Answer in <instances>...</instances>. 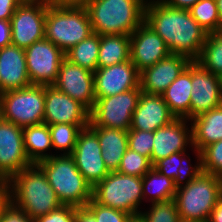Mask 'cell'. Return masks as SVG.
Masks as SVG:
<instances>
[{
    "label": "cell",
    "mask_w": 222,
    "mask_h": 222,
    "mask_svg": "<svg viewBox=\"0 0 222 222\" xmlns=\"http://www.w3.org/2000/svg\"><path fill=\"white\" fill-rule=\"evenodd\" d=\"M144 22L164 40L171 54L191 61L199 57L208 35L189 10L167 6L160 0H147Z\"/></svg>",
    "instance_id": "obj_1"
},
{
    "label": "cell",
    "mask_w": 222,
    "mask_h": 222,
    "mask_svg": "<svg viewBox=\"0 0 222 222\" xmlns=\"http://www.w3.org/2000/svg\"><path fill=\"white\" fill-rule=\"evenodd\" d=\"M10 201L33 220L59 208L55 191L42 168L33 163L8 180Z\"/></svg>",
    "instance_id": "obj_2"
},
{
    "label": "cell",
    "mask_w": 222,
    "mask_h": 222,
    "mask_svg": "<svg viewBox=\"0 0 222 222\" xmlns=\"http://www.w3.org/2000/svg\"><path fill=\"white\" fill-rule=\"evenodd\" d=\"M147 0H90L86 9L93 33L131 35L145 19Z\"/></svg>",
    "instance_id": "obj_3"
},
{
    "label": "cell",
    "mask_w": 222,
    "mask_h": 222,
    "mask_svg": "<svg viewBox=\"0 0 222 222\" xmlns=\"http://www.w3.org/2000/svg\"><path fill=\"white\" fill-rule=\"evenodd\" d=\"M62 205L85 207L92 199V186L79 172L71 155L55 154L37 163Z\"/></svg>",
    "instance_id": "obj_4"
},
{
    "label": "cell",
    "mask_w": 222,
    "mask_h": 222,
    "mask_svg": "<svg viewBox=\"0 0 222 222\" xmlns=\"http://www.w3.org/2000/svg\"><path fill=\"white\" fill-rule=\"evenodd\" d=\"M221 197L222 179L202 171L192 181L177 188L174 201L181 221L208 222Z\"/></svg>",
    "instance_id": "obj_5"
},
{
    "label": "cell",
    "mask_w": 222,
    "mask_h": 222,
    "mask_svg": "<svg viewBox=\"0 0 222 222\" xmlns=\"http://www.w3.org/2000/svg\"><path fill=\"white\" fill-rule=\"evenodd\" d=\"M45 39L64 53L93 34L86 7H54L46 9Z\"/></svg>",
    "instance_id": "obj_6"
},
{
    "label": "cell",
    "mask_w": 222,
    "mask_h": 222,
    "mask_svg": "<svg viewBox=\"0 0 222 222\" xmlns=\"http://www.w3.org/2000/svg\"><path fill=\"white\" fill-rule=\"evenodd\" d=\"M92 198L101 205L140 215L143 198L142 177L110 173L92 188ZM140 210V211H139Z\"/></svg>",
    "instance_id": "obj_7"
},
{
    "label": "cell",
    "mask_w": 222,
    "mask_h": 222,
    "mask_svg": "<svg viewBox=\"0 0 222 222\" xmlns=\"http://www.w3.org/2000/svg\"><path fill=\"white\" fill-rule=\"evenodd\" d=\"M0 101L4 120L22 128L44 123L45 85L3 92Z\"/></svg>",
    "instance_id": "obj_8"
},
{
    "label": "cell",
    "mask_w": 222,
    "mask_h": 222,
    "mask_svg": "<svg viewBox=\"0 0 222 222\" xmlns=\"http://www.w3.org/2000/svg\"><path fill=\"white\" fill-rule=\"evenodd\" d=\"M142 91L135 88L117 95L96 98L89 113V127L128 131Z\"/></svg>",
    "instance_id": "obj_9"
},
{
    "label": "cell",
    "mask_w": 222,
    "mask_h": 222,
    "mask_svg": "<svg viewBox=\"0 0 222 222\" xmlns=\"http://www.w3.org/2000/svg\"><path fill=\"white\" fill-rule=\"evenodd\" d=\"M46 0L21 3L10 19L11 45L26 49L45 38Z\"/></svg>",
    "instance_id": "obj_10"
},
{
    "label": "cell",
    "mask_w": 222,
    "mask_h": 222,
    "mask_svg": "<svg viewBox=\"0 0 222 222\" xmlns=\"http://www.w3.org/2000/svg\"><path fill=\"white\" fill-rule=\"evenodd\" d=\"M31 84L51 86L56 82L65 53L52 42L43 39L24 49Z\"/></svg>",
    "instance_id": "obj_11"
},
{
    "label": "cell",
    "mask_w": 222,
    "mask_h": 222,
    "mask_svg": "<svg viewBox=\"0 0 222 222\" xmlns=\"http://www.w3.org/2000/svg\"><path fill=\"white\" fill-rule=\"evenodd\" d=\"M101 153L97 134L89 126L83 128L70 155L79 172L92 188L110 173Z\"/></svg>",
    "instance_id": "obj_12"
},
{
    "label": "cell",
    "mask_w": 222,
    "mask_h": 222,
    "mask_svg": "<svg viewBox=\"0 0 222 222\" xmlns=\"http://www.w3.org/2000/svg\"><path fill=\"white\" fill-rule=\"evenodd\" d=\"M33 164L25 151L23 128L9 121L0 122V175L4 180Z\"/></svg>",
    "instance_id": "obj_13"
},
{
    "label": "cell",
    "mask_w": 222,
    "mask_h": 222,
    "mask_svg": "<svg viewBox=\"0 0 222 222\" xmlns=\"http://www.w3.org/2000/svg\"><path fill=\"white\" fill-rule=\"evenodd\" d=\"M53 86L60 92L79 101L89 111L96 102L93 72L72 64L66 58L61 63L58 77Z\"/></svg>",
    "instance_id": "obj_14"
},
{
    "label": "cell",
    "mask_w": 222,
    "mask_h": 222,
    "mask_svg": "<svg viewBox=\"0 0 222 222\" xmlns=\"http://www.w3.org/2000/svg\"><path fill=\"white\" fill-rule=\"evenodd\" d=\"M44 123L89 125L90 111L79 101L60 92L53 85H45Z\"/></svg>",
    "instance_id": "obj_15"
},
{
    "label": "cell",
    "mask_w": 222,
    "mask_h": 222,
    "mask_svg": "<svg viewBox=\"0 0 222 222\" xmlns=\"http://www.w3.org/2000/svg\"><path fill=\"white\" fill-rule=\"evenodd\" d=\"M222 105V78L192 61L190 120Z\"/></svg>",
    "instance_id": "obj_16"
},
{
    "label": "cell",
    "mask_w": 222,
    "mask_h": 222,
    "mask_svg": "<svg viewBox=\"0 0 222 222\" xmlns=\"http://www.w3.org/2000/svg\"><path fill=\"white\" fill-rule=\"evenodd\" d=\"M93 74L95 98L109 97L140 88V72L131 60L97 68Z\"/></svg>",
    "instance_id": "obj_17"
},
{
    "label": "cell",
    "mask_w": 222,
    "mask_h": 222,
    "mask_svg": "<svg viewBox=\"0 0 222 222\" xmlns=\"http://www.w3.org/2000/svg\"><path fill=\"white\" fill-rule=\"evenodd\" d=\"M169 54L164 40L145 22L130 35V60L139 72Z\"/></svg>",
    "instance_id": "obj_18"
},
{
    "label": "cell",
    "mask_w": 222,
    "mask_h": 222,
    "mask_svg": "<svg viewBox=\"0 0 222 222\" xmlns=\"http://www.w3.org/2000/svg\"><path fill=\"white\" fill-rule=\"evenodd\" d=\"M190 63L188 57L170 53L166 58L140 72L141 91L161 95Z\"/></svg>",
    "instance_id": "obj_19"
},
{
    "label": "cell",
    "mask_w": 222,
    "mask_h": 222,
    "mask_svg": "<svg viewBox=\"0 0 222 222\" xmlns=\"http://www.w3.org/2000/svg\"><path fill=\"white\" fill-rule=\"evenodd\" d=\"M188 121L190 120L176 118L168 125L154 131L152 166L172 153L186 152L188 144L192 147V128L186 125Z\"/></svg>",
    "instance_id": "obj_20"
},
{
    "label": "cell",
    "mask_w": 222,
    "mask_h": 222,
    "mask_svg": "<svg viewBox=\"0 0 222 222\" xmlns=\"http://www.w3.org/2000/svg\"><path fill=\"white\" fill-rule=\"evenodd\" d=\"M174 119L176 117L171 113L162 95L142 92L132 116L130 129L154 132Z\"/></svg>",
    "instance_id": "obj_21"
},
{
    "label": "cell",
    "mask_w": 222,
    "mask_h": 222,
    "mask_svg": "<svg viewBox=\"0 0 222 222\" xmlns=\"http://www.w3.org/2000/svg\"><path fill=\"white\" fill-rule=\"evenodd\" d=\"M1 94L31 85L24 49L9 45L0 49Z\"/></svg>",
    "instance_id": "obj_22"
},
{
    "label": "cell",
    "mask_w": 222,
    "mask_h": 222,
    "mask_svg": "<svg viewBox=\"0 0 222 222\" xmlns=\"http://www.w3.org/2000/svg\"><path fill=\"white\" fill-rule=\"evenodd\" d=\"M192 61L161 94L176 118L190 120Z\"/></svg>",
    "instance_id": "obj_23"
},
{
    "label": "cell",
    "mask_w": 222,
    "mask_h": 222,
    "mask_svg": "<svg viewBox=\"0 0 222 222\" xmlns=\"http://www.w3.org/2000/svg\"><path fill=\"white\" fill-rule=\"evenodd\" d=\"M192 148L202 151L206 146L222 140V105L191 120Z\"/></svg>",
    "instance_id": "obj_24"
},
{
    "label": "cell",
    "mask_w": 222,
    "mask_h": 222,
    "mask_svg": "<svg viewBox=\"0 0 222 222\" xmlns=\"http://www.w3.org/2000/svg\"><path fill=\"white\" fill-rule=\"evenodd\" d=\"M194 149L197 156L196 158H198L195 166H192V164H189V161H186L185 152H176L172 153L169 157L161 159L153 167L162 175L174 180L175 187L180 188L192 181L200 172H202L201 151L197 148ZM184 161H186V164Z\"/></svg>",
    "instance_id": "obj_25"
},
{
    "label": "cell",
    "mask_w": 222,
    "mask_h": 222,
    "mask_svg": "<svg viewBox=\"0 0 222 222\" xmlns=\"http://www.w3.org/2000/svg\"><path fill=\"white\" fill-rule=\"evenodd\" d=\"M98 136L101 156L109 171H117L128 149L127 131L107 127H90Z\"/></svg>",
    "instance_id": "obj_26"
},
{
    "label": "cell",
    "mask_w": 222,
    "mask_h": 222,
    "mask_svg": "<svg viewBox=\"0 0 222 222\" xmlns=\"http://www.w3.org/2000/svg\"><path fill=\"white\" fill-rule=\"evenodd\" d=\"M23 142L26 154L32 163H38L53 156L45 153L52 149L50 129L46 123L24 127Z\"/></svg>",
    "instance_id": "obj_27"
},
{
    "label": "cell",
    "mask_w": 222,
    "mask_h": 222,
    "mask_svg": "<svg viewBox=\"0 0 222 222\" xmlns=\"http://www.w3.org/2000/svg\"><path fill=\"white\" fill-rule=\"evenodd\" d=\"M130 60V35H100L98 68Z\"/></svg>",
    "instance_id": "obj_28"
},
{
    "label": "cell",
    "mask_w": 222,
    "mask_h": 222,
    "mask_svg": "<svg viewBox=\"0 0 222 222\" xmlns=\"http://www.w3.org/2000/svg\"><path fill=\"white\" fill-rule=\"evenodd\" d=\"M142 190L143 198L146 199L149 193L151 198L148 200L154 203L174 199L177 188L174 185V180L162 175L156 168L152 167L142 177Z\"/></svg>",
    "instance_id": "obj_29"
},
{
    "label": "cell",
    "mask_w": 222,
    "mask_h": 222,
    "mask_svg": "<svg viewBox=\"0 0 222 222\" xmlns=\"http://www.w3.org/2000/svg\"><path fill=\"white\" fill-rule=\"evenodd\" d=\"M100 35L93 33L65 53V58L72 64L79 65L91 72L98 68Z\"/></svg>",
    "instance_id": "obj_30"
},
{
    "label": "cell",
    "mask_w": 222,
    "mask_h": 222,
    "mask_svg": "<svg viewBox=\"0 0 222 222\" xmlns=\"http://www.w3.org/2000/svg\"><path fill=\"white\" fill-rule=\"evenodd\" d=\"M195 62L203 69L222 77V39L215 33L208 34Z\"/></svg>",
    "instance_id": "obj_31"
},
{
    "label": "cell",
    "mask_w": 222,
    "mask_h": 222,
    "mask_svg": "<svg viewBox=\"0 0 222 222\" xmlns=\"http://www.w3.org/2000/svg\"><path fill=\"white\" fill-rule=\"evenodd\" d=\"M89 125L52 124L49 125L52 147L70 155L75 147L79 132Z\"/></svg>",
    "instance_id": "obj_32"
},
{
    "label": "cell",
    "mask_w": 222,
    "mask_h": 222,
    "mask_svg": "<svg viewBox=\"0 0 222 222\" xmlns=\"http://www.w3.org/2000/svg\"><path fill=\"white\" fill-rule=\"evenodd\" d=\"M189 11L208 34H214L218 31L221 22L216 0H199Z\"/></svg>",
    "instance_id": "obj_33"
},
{
    "label": "cell",
    "mask_w": 222,
    "mask_h": 222,
    "mask_svg": "<svg viewBox=\"0 0 222 222\" xmlns=\"http://www.w3.org/2000/svg\"><path fill=\"white\" fill-rule=\"evenodd\" d=\"M148 211H141L145 222H181L174 199L154 202Z\"/></svg>",
    "instance_id": "obj_34"
},
{
    "label": "cell",
    "mask_w": 222,
    "mask_h": 222,
    "mask_svg": "<svg viewBox=\"0 0 222 222\" xmlns=\"http://www.w3.org/2000/svg\"><path fill=\"white\" fill-rule=\"evenodd\" d=\"M152 167L147 157L128 148L122 157L117 172L124 175L143 177Z\"/></svg>",
    "instance_id": "obj_35"
},
{
    "label": "cell",
    "mask_w": 222,
    "mask_h": 222,
    "mask_svg": "<svg viewBox=\"0 0 222 222\" xmlns=\"http://www.w3.org/2000/svg\"><path fill=\"white\" fill-rule=\"evenodd\" d=\"M202 171L222 179V140L206 146L201 151Z\"/></svg>",
    "instance_id": "obj_36"
},
{
    "label": "cell",
    "mask_w": 222,
    "mask_h": 222,
    "mask_svg": "<svg viewBox=\"0 0 222 222\" xmlns=\"http://www.w3.org/2000/svg\"><path fill=\"white\" fill-rule=\"evenodd\" d=\"M127 136L128 148L147 157L151 162L154 132L129 129Z\"/></svg>",
    "instance_id": "obj_37"
},
{
    "label": "cell",
    "mask_w": 222,
    "mask_h": 222,
    "mask_svg": "<svg viewBox=\"0 0 222 222\" xmlns=\"http://www.w3.org/2000/svg\"><path fill=\"white\" fill-rule=\"evenodd\" d=\"M97 222H128L132 215L125 211L98 204L93 198L85 206Z\"/></svg>",
    "instance_id": "obj_38"
},
{
    "label": "cell",
    "mask_w": 222,
    "mask_h": 222,
    "mask_svg": "<svg viewBox=\"0 0 222 222\" xmlns=\"http://www.w3.org/2000/svg\"><path fill=\"white\" fill-rule=\"evenodd\" d=\"M75 216V206L61 205L50 213L36 218L34 222H75Z\"/></svg>",
    "instance_id": "obj_39"
},
{
    "label": "cell",
    "mask_w": 222,
    "mask_h": 222,
    "mask_svg": "<svg viewBox=\"0 0 222 222\" xmlns=\"http://www.w3.org/2000/svg\"><path fill=\"white\" fill-rule=\"evenodd\" d=\"M0 222H34V220L9 201L0 214Z\"/></svg>",
    "instance_id": "obj_40"
},
{
    "label": "cell",
    "mask_w": 222,
    "mask_h": 222,
    "mask_svg": "<svg viewBox=\"0 0 222 222\" xmlns=\"http://www.w3.org/2000/svg\"><path fill=\"white\" fill-rule=\"evenodd\" d=\"M20 4L18 0H0V20H10Z\"/></svg>",
    "instance_id": "obj_41"
},
{
    "label": "cell",
    "mask_w": 222,
    "mask_h": 222,
    "mask_svg": "<svg viewBox=\"0 0 222 222\" xmlns=\"http://www.w3.org/2000/svg\"><path fill=\"white\" fill-rule=\"evenodd\" d=\"M11 45L10 20H0V49Z\"/></svg>",
    "instance_id": "obj_42"
},
{
    "label": "cell",
    "mask_w": 222,
    "mask_h": 222,
    "mask_svg": "<svg viewBox=\"0 0 222 222\" xmlns=\"http://www.w3.org/2000/svg\"><path fill=\"white\" fill-rule=\"evenodd\" d=\"M90 0H46L48 6L54 7H86Z\"/></svg>",
    "instance_id": "obj_43"
},
{
    "label": "cell",
    "mask_w": 222,
    "mask_h": 222,
    "mask_svg": "<svg viewBox=\"0 0 222 222\" xmlns=\"http://www.w3.org/2000/svg\"><path fill=\"white\" fill-rule=\"evenodd\" d=\"M160 1L164 3L165 5L173 7V8L189 10L199 0H160Z\"/></svg>",
    "instance_id": "obj_44"
},
{
    "label": "cell",
    "mask_w": 222,
    "mask_h": 222,
    "mask_svg": "<svg viewBox=\"0 0 222 222\" xmlns=\"http://www.w3.org/2000/svg\"><path fill=\"white\" fill-rule=\"evenodd\" d=\"M75 222H97L95 216L86 207H76Z\"/></svg>",
    "instance_id": "obj_45"
},
{
    "label": "cell",
    "mask_w": 222,
    "mask_h": 222,
    "mask_svg": "<svg viewBox=\"0 0 222 222\" xmlns=\"http://www.w3.org/2000/svg\"><path fill=\"white\" fill-rule=\"evenodd\" d=\"M208 222H222V197L212 209Z\"/></svg>",
    "instance_id": "obj_46"
},
{
    "label": "cell",
    "mask_w": 222,
    "mask_h": 222,
    "mask_svg": "<svg viewBox=\"0 0 222 222\" xmlns=\"http://www.w3.org/2000/svg\"><path fill=\"white\" fill-rule=\"evenodd\" d=\"M10 201V189L9 184L7 183L5 186H0V214L3 208L9 203Z\"/></svg>",
    "instance_id": "obj_47"
},
{
    "label": "cell",
    "mask_w": 222,
    "mask_h": 222,
    "mask_svg": "<svg viewBox=\"0 0 222 222\" xmlns=\"http://www.w3.org/2000/svg\"><path fill=\"white\" fill-rule=\"evenodd\" d=\"M216 2H217L218 15L220 18V22L222 24V0H216Z\"/></svg>",
    "instance_id": "obj_48"
},
{
    "label": "cell",
    "mask_w": 222,
    "mask_h": 222,
    "mask_svg": "<svg viewBox=\"0 0 222 222\" xmlns=\"http://www.w3.org/2000/svg\"><path fill=\"white\" fill-rule=\"evenodd\" d=\"M128 222H145V220L140 215H136L132 216Z\"/></svg>",
    "instance_id": "obj_49"
},
{
    "label": "cell",
    "mask_w": 222,
    "mask_h": 222,
    "mask_svg": "<svg viewBox=\"0 0 222 222\" xmlns=\"http://www.w3.org/2000/svg\"><path fill=\"white\" fill-rule=\"evenodd\" d=\"M219 38L222 39V24L219 26L218 31L215 33Z\"/></svg>",
    "instance_id": "obj_50"
},
{
    "label": "cell",
    "mask_w": 222,
    "mask_h": 222,
    "mask_svg": "<svg viewBox=\"0 0 222 222\" xmlns=\"http://www.w3.org/2000/svg\"><path fill=\"white\" fill-rule=\"evenodd\" d=\"M8 183L7 180H4L0 175V186H5Z\"/></svg>",
    "instance_id": "obj_51"
},
{
    "label": "cell",
    "mask_w": 222,
    "mask_h": 222,
    "mask_svg": "<svg viewBox=\"0 0 222 222\" xmlns=\"http://www.w3.org/2000/svg\"><path fill=\"white\" fill-rule=\"evenodd\" d=\"M3 120V113H2V104L0 101V122Z\"/></svg>",
    "instance_id": "obj_52"
},
{
    "label": "cell",
    "mask_w": 222,
    "mask_h": 222,
    "mask_svg": "<svg viewBox=\"0 0 222 222\" xmlns=\"http://www.w3.org/2000/svg\"><path fill=\"white\" fill-rule=\"evenodd\" d=\"M20 3H26V2H32V1H37V0H18Z\"/></svg>",
    "instance_id": "obj_53"
},
{
    "label": "cell",
    "mask_w": 222,
    "mask_h": 222,
    "mask_svg": "<svg viewBox=\"0 0 222 222\" xmlns=\"http://www.w3.org/2000/svg\"><path fill=\"white\" fill-rule=\"evenodd\" d=\"M0 95H1V78H0Z\"/></svg>",
    "instance_id": "obj_54"
}]
</instances>
